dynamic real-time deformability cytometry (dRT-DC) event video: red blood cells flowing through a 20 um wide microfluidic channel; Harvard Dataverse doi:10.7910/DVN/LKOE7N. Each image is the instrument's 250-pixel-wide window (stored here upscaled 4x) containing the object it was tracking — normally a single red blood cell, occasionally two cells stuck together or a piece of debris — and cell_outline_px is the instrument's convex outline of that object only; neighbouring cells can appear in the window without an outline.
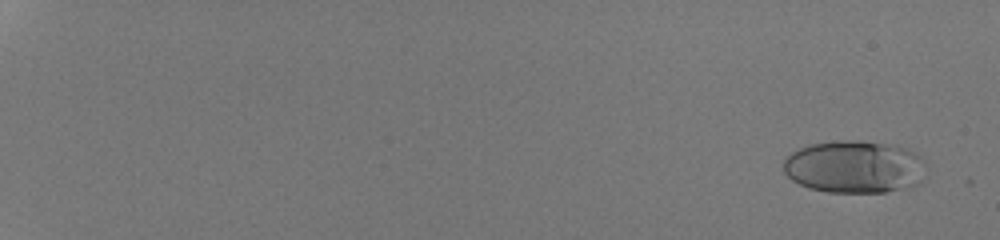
{"species": "human", "species_latin": "Homo sapiens", "temperature_condition": "room temperature", "stored_images_in_passage": 51, "camera_frame_rate_fps": 3000, "um_per_image_px": 0.085, "donor": {"sex": "male"}, "frame": {"image": 1, "passage_image": 1, "time_ms": 0.0, "image_size_px": [1000, 240], "cell_outline_px": [[924, 180], [920, 184], [884, 192], [828, 192], [808, 188], [792, 180], [784, 172], [784, 160], [792, 152], [808, 144], [844, 140], [860, 140], [896, 144], [912, 152], [920, 160]], "centroid_in_image_um": [72.59, 14.18], "position_along_channel_um": 12.4, "area_um2": 43.52}}
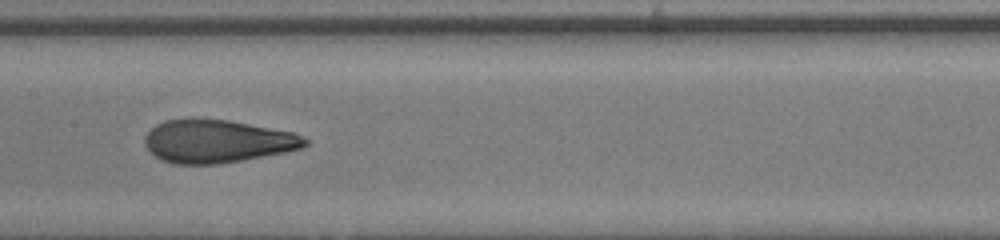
{"frame": {"image": 2, "passage_image": 30, "time_ms": 9.667, "image_size_px": [1000, 240], "cell_outline_px": [[308, 144], [300, 148], [284, 152], [220, 164], [172, 164], [160, 160], [144, 144], [144, 136], [156, 124], [164, 120], [192, 116], [228, 120], [292, 132], [308, 140]], "centroid_in_image_um": [18.39, 11.98], "position_along_channel_um": 189.0, "area_um2": 40.46}}
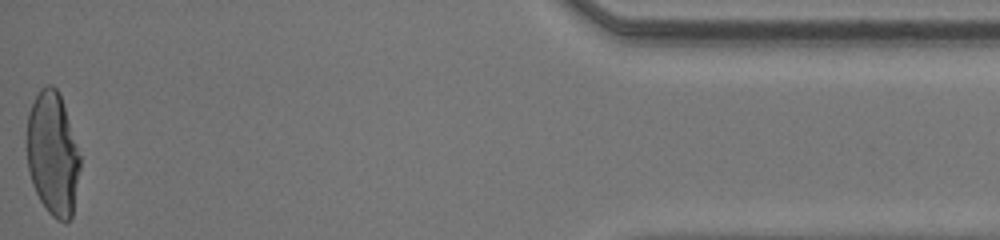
{"frame": {"image": 3, "passage_image": 51, "time_ms": 16.667, "image_size_px": [1000, 240], "cell_outline_px": [[80, 168], [72, 216], [64, 224], [56, 220], [48, 212], [40, 200], [32, 184], [28, 168], [28, 112], [40, 88], [48, 84], [52, 84], [56, 88], [60, 96], [80, 156]], "centroid_in_image_um": [4.48, 13.12], "position_along_channel_um": 430.7, "area_um2": 37.8}, "authors_computed_cell_mechanics": {"area_um2": 39.9976, "velocity_mm_per_s": 4.3288, "shape_relaxation_time_tau1_ms": 5.0289, "shape_relaxation_time_tau2_ms": null, "deformation_change_tau1": 0.2459, "deformation_change_tau2": null}}